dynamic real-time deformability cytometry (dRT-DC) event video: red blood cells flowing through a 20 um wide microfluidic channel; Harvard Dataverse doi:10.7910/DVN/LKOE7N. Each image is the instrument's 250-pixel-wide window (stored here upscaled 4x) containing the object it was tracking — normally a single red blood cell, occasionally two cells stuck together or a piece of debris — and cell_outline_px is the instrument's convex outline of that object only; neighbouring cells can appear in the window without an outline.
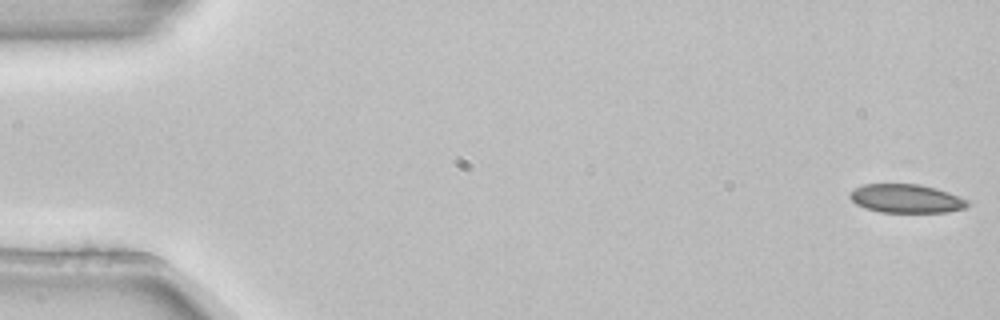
{"species": "common noctule bat (a hibernating species)", "species_latin": "Nyctalus noctula", "temperature_condition": "room temperature", "stored_images_in_passage": 4, "camera_frame_rate_fps": 3000, "um_per_image_px": 0.085, "animal": {"sex": "female", "body_mass_g": 22.7, "forearm_length_mm": 54.2}, "frame": {"image": 1, "passage_image": 1, "time_ms": 0.0, "image_size_px": [1000, 320], "cell_outline_px": [[968, 204], [964, 208], [944, 212], [880, 212], [864, 208], [856, 204], [848, 196], [848, 192], [864, 184], [920, 184], [936, 188], [948, 192], [968, 200]], "centroid_in_image_um": [76.98, 16.87], "position_along_channel_um": 8.0, "area_um2": 19.59}}